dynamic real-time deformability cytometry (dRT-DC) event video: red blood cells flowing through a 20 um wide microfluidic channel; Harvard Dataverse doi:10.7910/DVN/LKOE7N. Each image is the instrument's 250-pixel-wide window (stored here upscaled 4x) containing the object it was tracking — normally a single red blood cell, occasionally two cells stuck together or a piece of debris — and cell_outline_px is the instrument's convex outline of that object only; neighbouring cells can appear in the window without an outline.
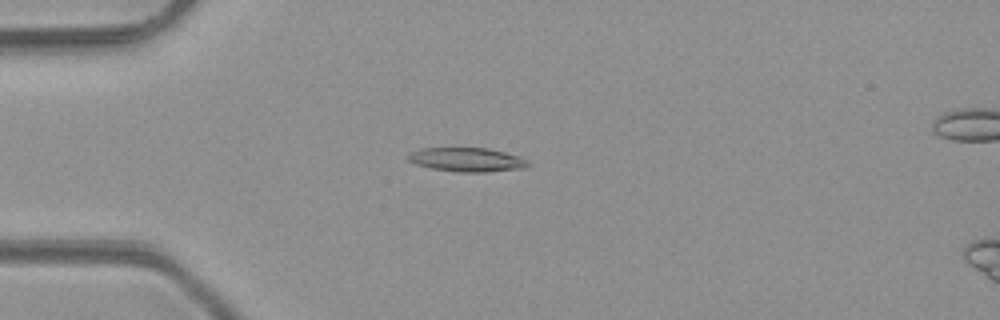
{"species": "common noctule bat (a hibernating species)", "species_latin": "Nyctalus noctula", "temperature_condition": "room temperature", "stored_images_in_passage": 6, "camera_frame_rate_fps": 3000, "um_per_image_px": 0.085, "animal": {"sex": "male", "body_mass_g": 23.1, "forearm_length_mm": 52.7}, "frame": {"image": 1, "passage_image": 5, "time_ms": 4.333, "image_size_px": [1000, 320], "cell_outline_px": [[532, 164], [528, 168], [484, 172], [456, 172], [432, 168], [416, 164], [408, 160], [408, 156], [412, 152], [420, 148], [488, 148], [520, 156], [528, 160]], "centroid_in_image_um": [39.77, 13.58], "position_along_channel_um": 45.2, "area_um2": 16.88}}